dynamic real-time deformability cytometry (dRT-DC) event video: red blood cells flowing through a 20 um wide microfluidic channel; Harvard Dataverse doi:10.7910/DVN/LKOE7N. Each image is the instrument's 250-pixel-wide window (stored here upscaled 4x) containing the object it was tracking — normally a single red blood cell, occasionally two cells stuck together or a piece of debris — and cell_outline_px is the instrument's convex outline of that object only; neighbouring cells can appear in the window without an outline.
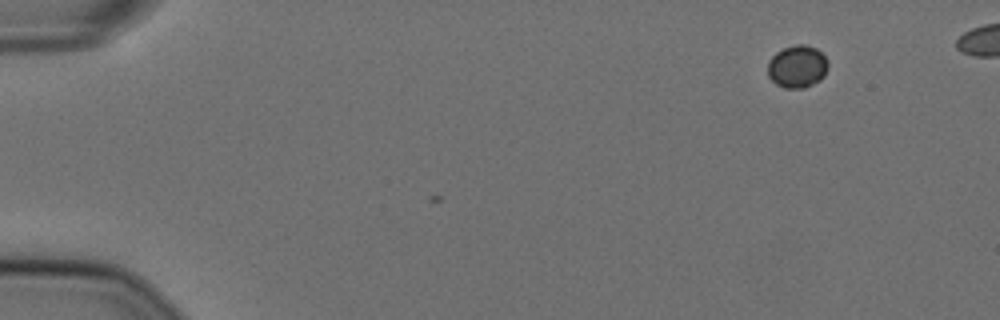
{"species": "Egyptian fruit bat (a non-hibernating species)", "species_latin": "Rousettus aegyptiacus", "temperature_condition": "cold", "stored_images_in_passage": 2, "camera_frame_rate_fps": 3000, "um_per_image_px": 0.085, "animal": {"sex": "female"}, "frame": {"image": 1, "passage_image": 2, "time_ms": 0.333, "image_size_px": [1000, 320], "cell_outline_px": [[828, 68], [824, 76], [820, 80], [804, 88], [784, 88], [776, 84], [768, 76], [768, 60], [776, 52], [784, 48], [796, 44], [804, 44], [816, 48], [828, 60]], "centroid_in_image_um": [67.77, 5.66], "position_along_channel_um": 17.2, "area_um2": 15.03}}